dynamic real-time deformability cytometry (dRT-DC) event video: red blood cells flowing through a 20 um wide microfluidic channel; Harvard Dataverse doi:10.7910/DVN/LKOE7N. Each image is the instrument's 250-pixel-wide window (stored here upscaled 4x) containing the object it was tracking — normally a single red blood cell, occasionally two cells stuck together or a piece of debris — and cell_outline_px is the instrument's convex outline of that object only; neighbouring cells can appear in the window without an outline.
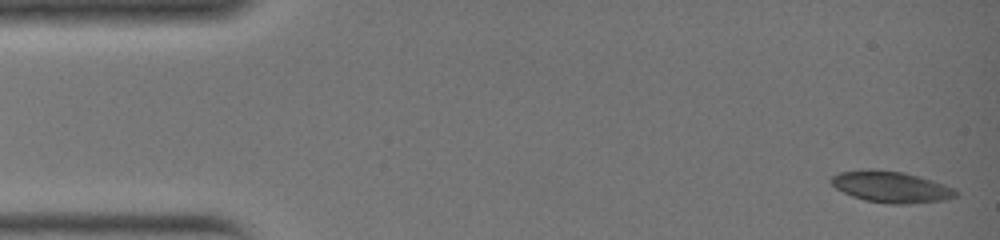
{"species": "common noctule bat (a hibernating species)", "species_latin": "Nyctalus noctula", "temperature_condition": "warm", "stored_images_in_passage": 35, "camera_frame_rate_fps": 3000, "um_per_image_px": 0.085, "animal": {"sex": "female", "body_mass_g": 19.0, "forearm_length_mm": 51.5}, "frame": {"image": 1, "passage_image": 1, "time_ms": 0.0, "image_size_px": [1000, 240], "cell_outline_px": [[956, 196], [944, 200], [908, 204], [892, 204], [864, 200], [852, 196], [836, 188], [828, 180], [832, 176], [840, 172], [868, 168], [872, 168], [904, 172], [932, 180], [944, 184], [952, 188], [956, 192]], "centroid_in_image_um": [75.69, 15.87], "position_along_channel_um": 9.3, "area_um2": 22.77}}
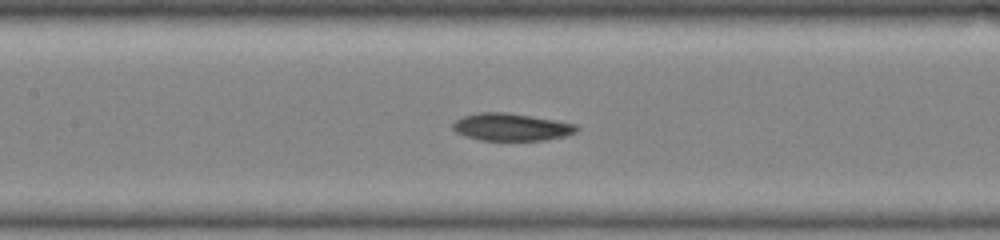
{"frame": {"image": 2, "passage_image": 16, "time_ms": 5.0, "image_size_px": [1000, 240], "cell_outline_px": [[580, 128], [576, 132], [568, 136], [544, 140], [480, 140], [464, 136], [456, 132], [452, 128], [452, 124], [456, 120], [464, 116], [476, 112], [504, 112], [532, 116], [556, 120], [576, 124]], "centroid_in_image_um": [43.48, 10.8], "position_along_channel_um": 163.9, "area_um2": 19.94}}
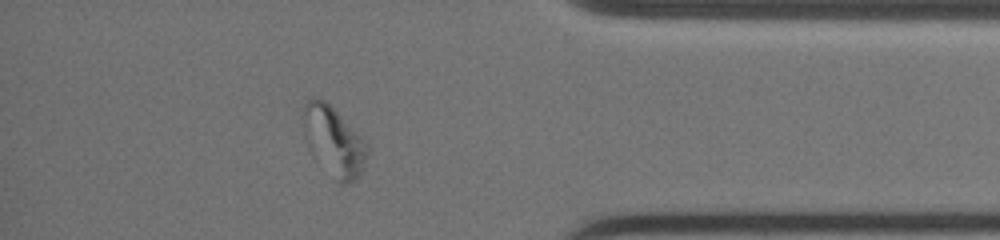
{"frame": {"image": 3, "passage_image": 30, "time_ms": 9.667, "image_size_px": [1000, 240], "cell_outline_px": [[368, 156], [360, 172], [352, 180], [344, 184], [340, 184], [336, 180], [300, 116], [300, 108], [308, 100], [316, 96], [324, 100], [368, 144]], "centroid_in_image_um": [28.46, 11.88], "position_along_channel_um": 406.7, "area_um2": 23.12}}